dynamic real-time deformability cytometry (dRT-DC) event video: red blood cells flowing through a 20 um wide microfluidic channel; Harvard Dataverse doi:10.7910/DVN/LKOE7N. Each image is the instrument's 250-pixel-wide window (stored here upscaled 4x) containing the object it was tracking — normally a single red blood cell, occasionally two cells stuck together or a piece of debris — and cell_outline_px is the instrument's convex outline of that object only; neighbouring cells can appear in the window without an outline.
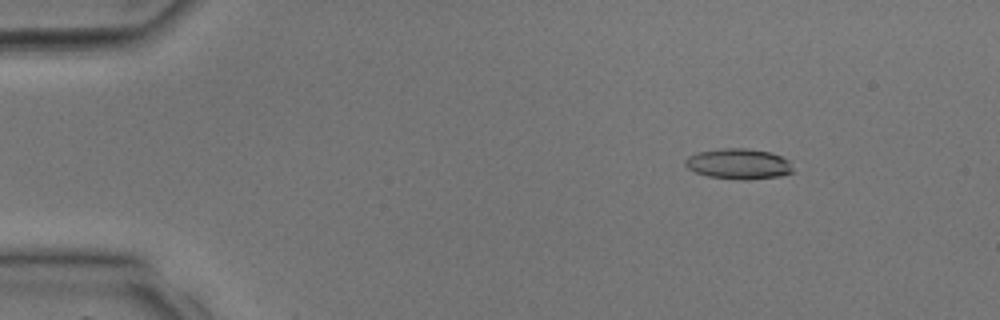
{"species": "common noctule bat (a hibernating species)", "species_latin": "Nyctalus noctula", "temperature_condition": "room temperature", "stored_images_in_passage": 34, "camera_frame_rate_fps": 3000, "um_per_image_px": 0.085, "animal": {"sex": "male", "body_mass_g": 17.9, "forearm_length_mm": 54.2}, "frame": {"image": 1, "passage_image": 5, "time_ms": 1.333, "image_size_px": [1000, 320], "cell_outline_px": [[792, 172], [780, 176], [744, 180], [708, 176], [696, 172], [688, 168], [684, 164], [684, 160], [688, 156], [696, 152], [724, 148], [748, 148], [772, 152], [788, 160], [792, 168]], "centroid_in_image_um": [62.76, 13.92], "position_along_channel_um": 22.2, "area_um2": 19.13}}
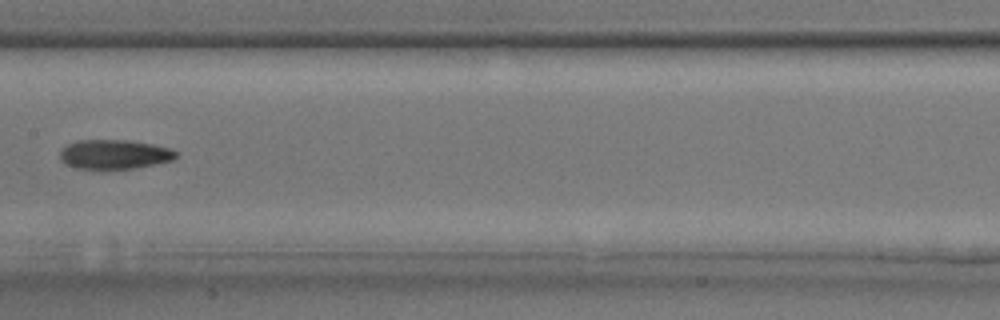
{"frame": {"image": 2, "passage_image": 18, "time_ms": 5.667, "image_size_px": [1000, 320], "cell_outline_px": [[180, 152], [172, 160], [156, 164], [132, 168], [76, 168], [64, 164], [60, 160], [60, 152], [68, 144], [76, 140], [128, 140], [152, 144], [172, 148]], "centroid_in_image_um": [9.74, 13.11], "position_along_channel_um": 197.7, "area_um2": 19.83}}
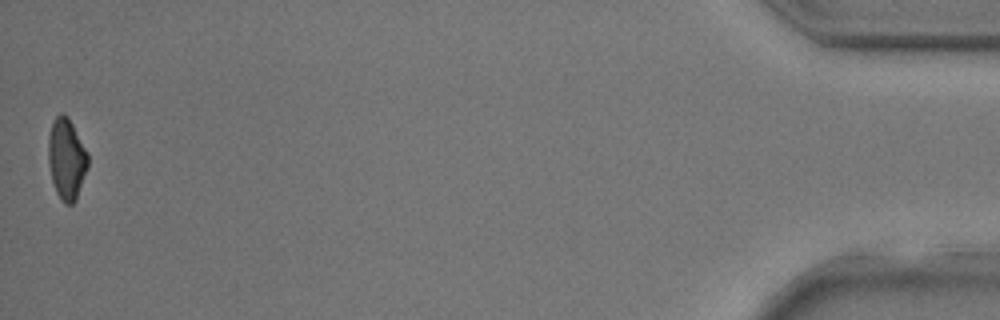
{"frame": {"image": 3, "passage_image": 34, "time_ms": 11.0, "image_size_px": [1000, 320], "cell_outline_px": [[88, 168], [76, 200], [72, 204], [64, 204], [60, 200], [56, 192], [52, 180], [48, 164], [48, 136], [52, 120], [60, 112], [64, 112], [68, 116], [88, 152]], "centroid_in_image_um": [5.65, 13.49], "position_along_channel_um": 429.6, "area_um2": 19.13}}